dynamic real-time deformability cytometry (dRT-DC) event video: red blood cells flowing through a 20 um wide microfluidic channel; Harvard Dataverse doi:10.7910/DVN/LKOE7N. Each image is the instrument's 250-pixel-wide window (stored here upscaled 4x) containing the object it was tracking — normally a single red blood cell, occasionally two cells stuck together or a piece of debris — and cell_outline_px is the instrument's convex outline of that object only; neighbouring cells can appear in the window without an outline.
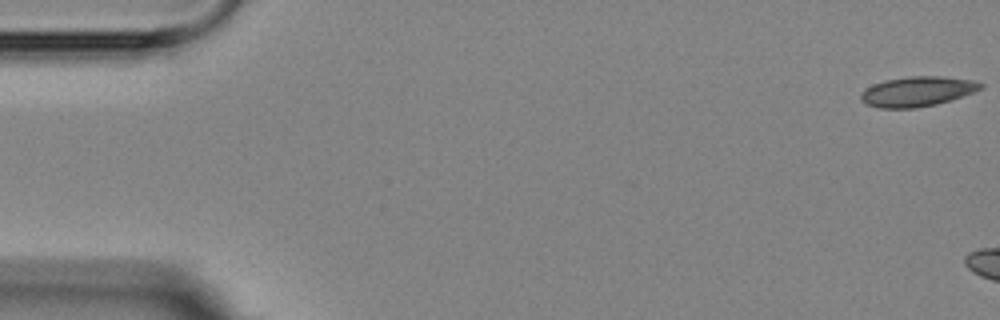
{"species": "Egyptian fruit bat (a non-hibernating species)", "species_latin": "Rousettus aegyptiacus", "temperature_condition": "room temperature", "stored_images_in_passage": 4, "camera_frame_rate_fps": 3000, "um_per_image_px": 0.085, "animal": {"sex": "female"}, "frame": {"image": 1, "passage_image": 1, "time_ms": 0.0, "image_size_px": [1000, 320], "cell_outline_px": [[984, 88], [936, 104], [916, 108], [880, 108], [868, 104], [860, 100], [860, 96], [872, 84], [884, 80], [908, 76], [940, 76], [972, 80], [984, 84]], "centroid_in_image_um": [77.96, 7.76], "position_along_channel_um": 7.0, "area_um2": 20.63}}